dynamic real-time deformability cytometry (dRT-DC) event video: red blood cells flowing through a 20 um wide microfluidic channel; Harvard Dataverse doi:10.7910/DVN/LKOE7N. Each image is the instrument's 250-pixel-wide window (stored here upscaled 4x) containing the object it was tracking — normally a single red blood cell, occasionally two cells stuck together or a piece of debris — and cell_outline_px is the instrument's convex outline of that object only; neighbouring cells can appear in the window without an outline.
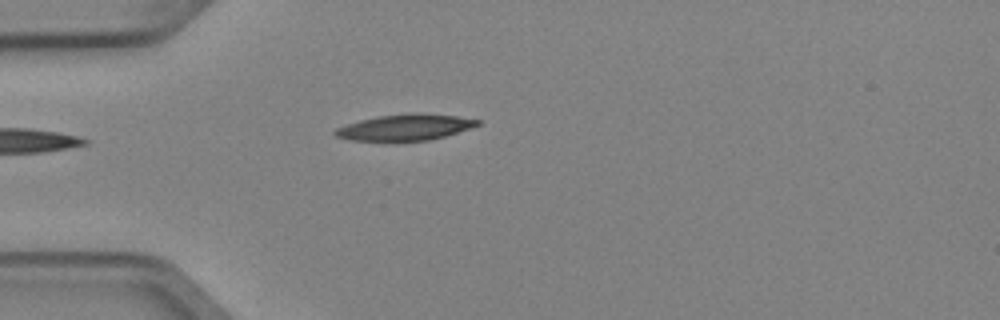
{"species": "Egyptian fruit bat (a non-hibernating species)", "species_latin": "Rousettus aegyptiacus", "temperature_condition": "cold", "stored_images_in_passage": 4, "camera_frame_rate_fps": 3000, "um_per_image_px": 0.085, "animal": {"sex": "female"}, "frame": {"image": 1, "passage_image": 4, "time_ms": 1.0, "image_size_px": [1000, 320], "cell_outline_px": [[480, 124], [444, 136], [428, 140], [352, 140], [336, 136], [332, 132], [336, 128], [360, 120], [376, 116], [408, 112], [424, 112], [456, 116], [480, 120]], "centroid_in_image_um": [34.42, 10.79], "position_along_channel_um": 50.6, "area_um2": 21.44}}